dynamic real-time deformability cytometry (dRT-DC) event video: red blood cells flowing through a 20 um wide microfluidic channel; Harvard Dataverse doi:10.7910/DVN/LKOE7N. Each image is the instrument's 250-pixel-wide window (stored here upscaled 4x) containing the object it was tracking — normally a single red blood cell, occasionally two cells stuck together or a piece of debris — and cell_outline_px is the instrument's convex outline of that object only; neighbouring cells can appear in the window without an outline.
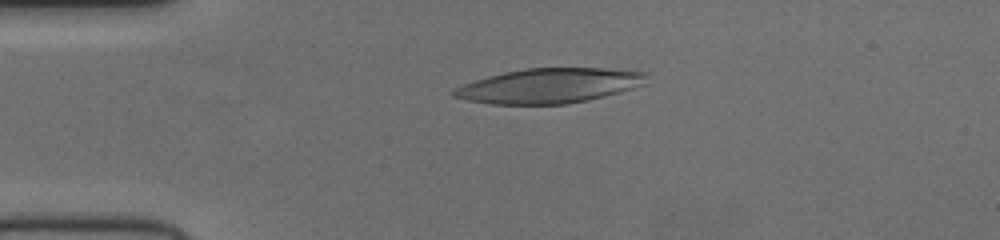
{"species": "human", "species_latin": "Homo sapiens", "temperature_condition": "cold", "stored_images_in_passage": 52, "camera_frame_rate_fps": 3000, "um_per_image_px": 0.085, "donor": {"sex": "female"}, "frame": {"image": 1, "passage_image": 12, "time_ms": 3.667, "image_size_px": [1000, 240], "cell_outline_px": [[644, 76], [632, 88], [604, 96], [588, 100], [568, 104], [492, 104], [468, 100], [452, 96], [452, 92], [456, 88], [464, 84], [488, 76], [504, 72], [524, 68], [604, 68], [644, 72]], "centroid_in_image_um": [46.58, 7.29], "position_along_channel_um": 38.4, "area_um2": 38.26}}
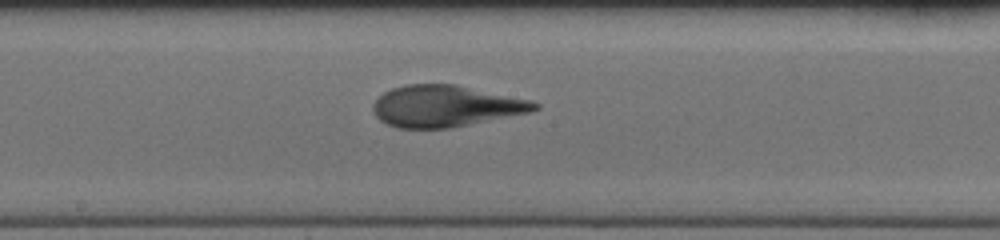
{"frame": {"image": 2, "passage_image": 28, "time_ms": 9.0, "image_size_px": [1000, 240], "cell_outline_px": [[540, 108], [528, 112], [448, 128], [396, 128], [380, 120], [376, 116], [372, 108], [372, 104], [384, 92], [392, 88], [404, 84], [456, 84], [532, 100], [540, 104]], "centroid_in_image_um": [37.85, 9.0], "position_along_channel_um": 210.3, "area_um2": 38.84}}
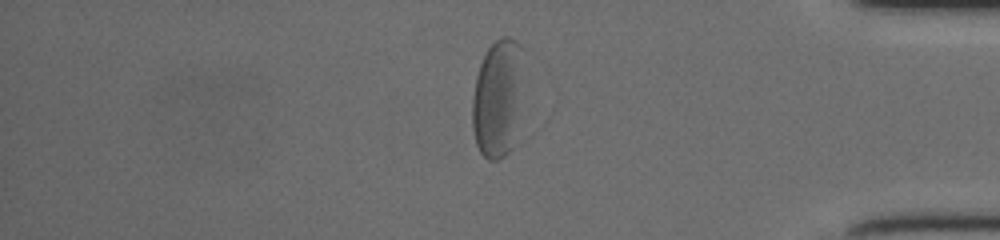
{"frame": {"image": 3, "passage_image": 44, "time_ms": 14.333, "image_size_px": [1000, 240], "cell_outline_px": [[520, 44], [516, 144], [504, 156], [496, 160], [488, 160], [480, 152], [476, 144], [472, 128], [472, 96], [476, 76], [480, 64], [488, 48], [496, 40], [504, 36], [508, 36], [516, 40]], "centroid_in_image_um": [42.23, 8.43], "position_along_channel_um": 393.0, "area_um2": 34.39}}